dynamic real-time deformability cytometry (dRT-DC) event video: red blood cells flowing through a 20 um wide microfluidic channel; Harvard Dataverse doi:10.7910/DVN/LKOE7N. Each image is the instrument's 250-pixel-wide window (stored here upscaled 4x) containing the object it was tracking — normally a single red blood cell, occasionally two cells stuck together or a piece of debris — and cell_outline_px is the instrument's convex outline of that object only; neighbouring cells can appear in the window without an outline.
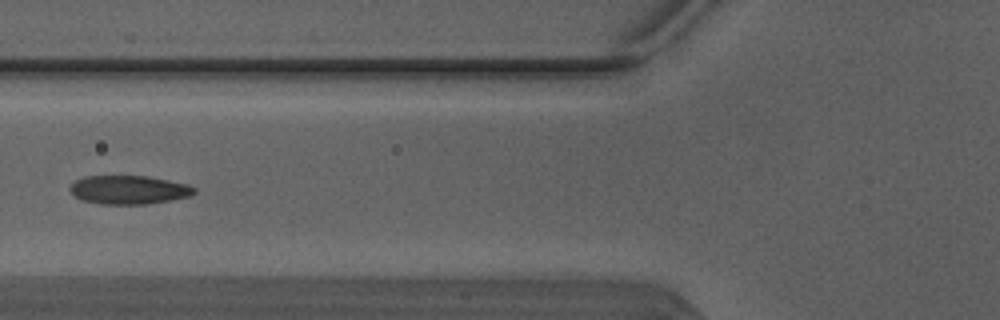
{"species": "Egyptian fruit bat (a non-hibernating species)", "species_latin": "Rousettus aegyptiacus", "temperature_condition": "warm", "stored_images_in_passage": 4, "camera_frame_rate_fps": 3000, "um_per_image_px": 0.085, "animal": {"sex": "male"}, "frame": {"image": 1, "passage_image": 4, "time_ms": 1.0, "image_size_px": [1000, 320], "cell_outline_px": [[196, 192], [192, 196], [172, 200], [148, 204], [100, 204], [80, 200], [68, 188], [76, 180], [84, 176], [148, 176], [188, 184], [196, 188]], "centroid_in_image_um": [10.98, 16.14], "position_along_channel_um": 114.8, "area_um2": 20.92}}